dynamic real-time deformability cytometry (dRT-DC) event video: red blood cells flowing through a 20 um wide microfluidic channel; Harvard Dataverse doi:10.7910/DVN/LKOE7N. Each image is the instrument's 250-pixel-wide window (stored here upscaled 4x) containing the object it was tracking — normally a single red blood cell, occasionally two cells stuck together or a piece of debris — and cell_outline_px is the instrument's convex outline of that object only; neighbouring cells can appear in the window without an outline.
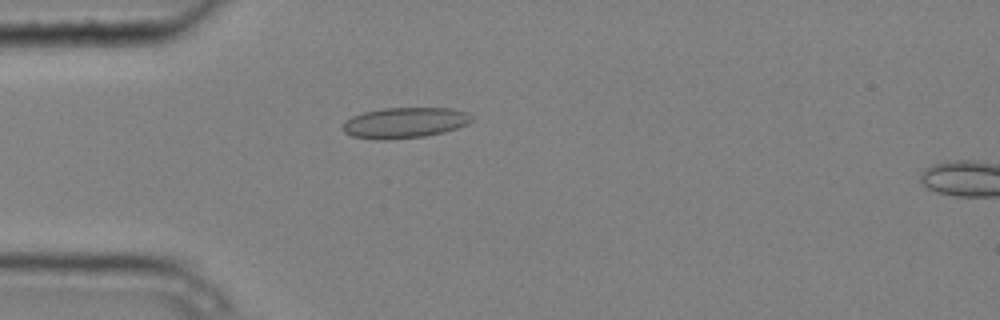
{"species": "common noctule bat (a hibernating species)", "species_latin": "Nyctalus noctula", "temperature_condition": "cold", "stored_images_in_passage": 5, "camera_frame_rate_fps": 3000, "um_per_image_px": 0.085, "animal": {"sex": "male", "body_mass_g": 20.4}, "frame": {"image": 1, "passage_image": 4, "time_ms": 1.0, "image_size_px": [1000, 320], "cell_outline_px": [[472, 120], [468, 124], [444, 132], [424, 136], [384, 140], [380, 140], [352, 136], [344, 132], [344, 124], [352, 116], [364, 112], [384, 108], [452, 108], [468, 112], [472, 116]], "centroid_in_image_um": [34.44, 10.43], "position_along_channel_um": 50.6, "area_um2": 22.89}}